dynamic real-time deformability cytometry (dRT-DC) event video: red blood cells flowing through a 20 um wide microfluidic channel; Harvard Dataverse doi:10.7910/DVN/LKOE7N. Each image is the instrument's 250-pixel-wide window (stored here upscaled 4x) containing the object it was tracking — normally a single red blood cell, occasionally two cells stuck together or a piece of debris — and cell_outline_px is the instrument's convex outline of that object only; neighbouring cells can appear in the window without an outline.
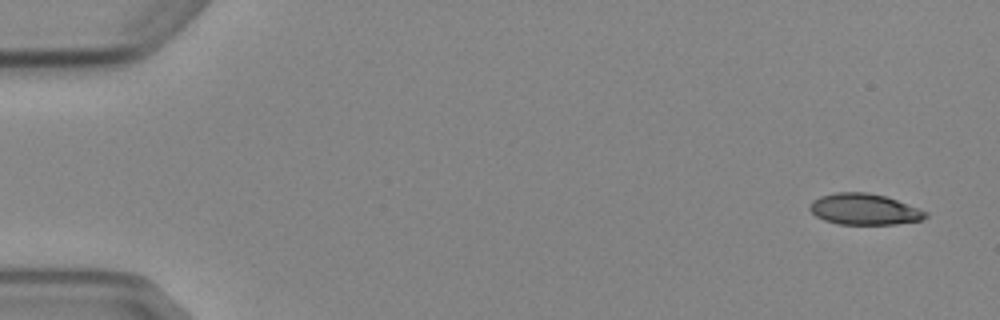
{"species": "Egyptian fruit bat (a non-hibernating species)", "species_latin": "Rousettus aegyptiacus", "temperature_condition": "cold", "stored_images_in_passage": 4, "camera_frame_rate_fps": 3000, "um_per_image_px": 0.085, "animal": {"sex": "female"}, "frame": {"image": 1, "passage_image": 1, "time_ms": 0.0, "image_size_px": [1000, 320], "cell_outline_px": [[928, 216], [920, 220], [896, 224], [836, 224], [824, 220], [816, 216], [808, 208], [808, 204], [812, 200], [820, 196], [836, 192], [868, 192], [884, 196], [896, 200], [928, 212]], "centroid_in_image_um": [73.41, 17.78], "position_along_channel_um": 11.6, "area_um2": 20.98}}
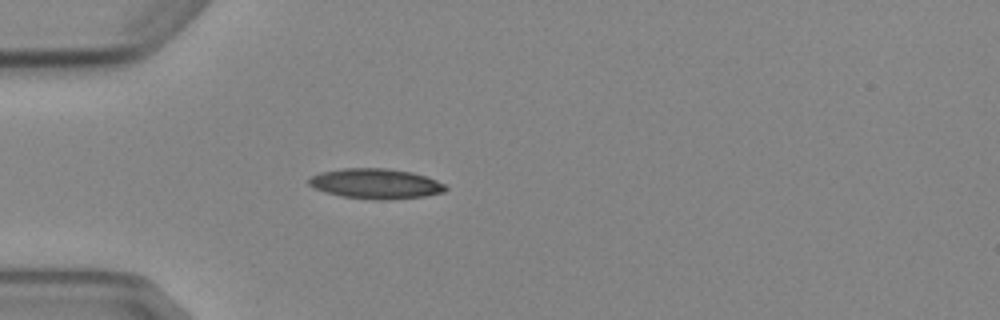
{"frame": {"image": 2, "passage_image": 4, "time_ms": 4.333, "image_size_px": [1000, 320], "cell_outline_px": [[448, 188], [444, 192], [424, 196], [388, 200], [376, 200], [340, 196], [324, 192], [312, 188], [308, 184], [308, 180], [312, 176], [320, 172], [344, 168], [384, 168], [412, 172], [436, 180], [444, 184]], "centroid_in_image_um": [31.9, 15.62], "position_along_channel_um": 53.1, "area_um2": 24.1}}